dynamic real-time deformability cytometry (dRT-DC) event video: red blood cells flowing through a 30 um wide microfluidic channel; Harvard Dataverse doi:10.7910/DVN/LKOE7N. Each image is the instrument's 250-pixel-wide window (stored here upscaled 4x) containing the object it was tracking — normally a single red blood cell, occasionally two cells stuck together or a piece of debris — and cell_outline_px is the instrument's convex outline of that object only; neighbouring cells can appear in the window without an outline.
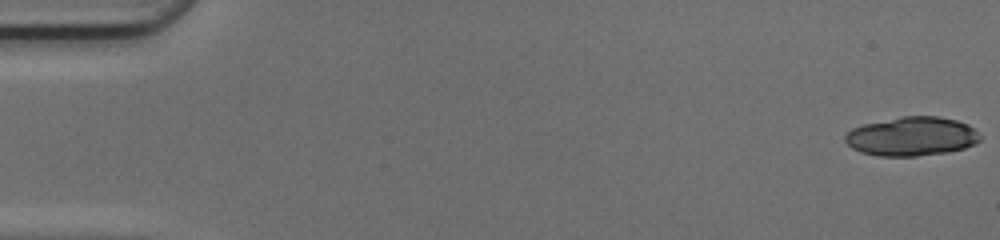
{"species": "common noctule bat (a hibernating species)", "species_latin": "Nyctalus noctula", "temperature_condition": "cold", "stored_images_in_passage": 38, "camera_frame_rate_fps": 3000, "um_per_image_px": 0.085, "animal": {"sex": "female", "body_mass_g": 17.0, "forearm_length_mm": 48.0}, "frame": {"image": 1, "passage_image": 1, "time_ms": 0.0, "image_size_px": [1000, 240], "cell_outline_px": [[980, 140], [976, 144], [964, 148], [948, 152], [916, 156], [880, 156], [860, 152], [852, 148], [844, 140], [844, 136], [852, 128], [864, 124], [900, 116], [940, 116], [956, 120], [968, 124], [980, 136]], "centroid_in_image_um": [77.49, 11.59], "position_along_channel_um": 7.5, "area_um2": 30.75}}